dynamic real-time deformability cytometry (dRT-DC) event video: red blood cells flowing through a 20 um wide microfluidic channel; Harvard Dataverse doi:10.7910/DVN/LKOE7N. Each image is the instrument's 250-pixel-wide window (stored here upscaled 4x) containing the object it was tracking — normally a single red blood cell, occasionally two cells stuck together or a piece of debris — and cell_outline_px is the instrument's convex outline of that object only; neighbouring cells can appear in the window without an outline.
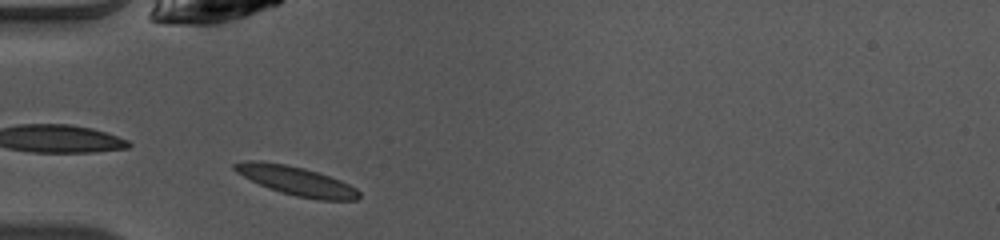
{"species": "common noctule bat (a hibernating species)", "species_latin": "Nyctalus noctula", "temperature_condition": "warm", "stored_images_in_passage": 32, "camera_frame_rate_fps": 3000, "um_per_image_px": 0.085, "animal": {"sex": "female", "body_mass_g": 10.0, "forearm_length_mm": 53.1}, "frame": {"image": 1, "passage_image": 2, "time_ms": 0.333, "image_size_px": [1000, 240], "cell_outline_px": [[360, 196], [356, 200], [320, 200], [296, 196], [280, 192], [268, 188], [236, 172], [232, 168], [232, 164], [248, 160], [260, 160], [288, 164], [304, 168], [340, 180], [356, 188], [360, 192]], "centroid_in_image_um": [25.17, 15.36], "position_along_channel_um": 59.8, "area_um2": 20.92}}
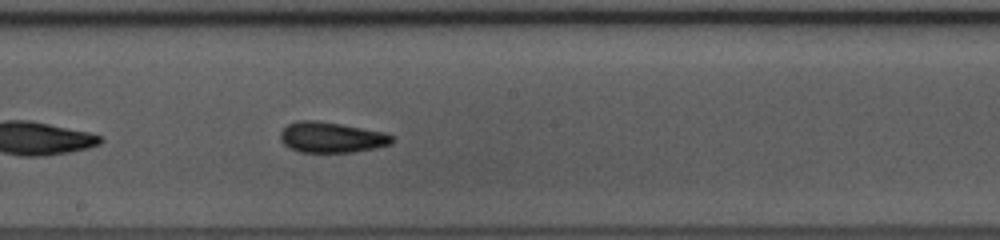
{"frame": {"image": 2, "passage_image": 14, "time_ms": 4.333, "image_size_px": [1000, 240], "cell_outline_px": [[392, 144], [376, 148], [352, 152], [300, 152], [288, 148], [280, 140], [280, 132], [288, 124], [296, 120], [316, 120], [340, 124], [384, 132], [392, 136]], "centroid_in_image_um": [28.13, 11.68], "position_along_channel_um": 220.1, "area_um2": 19.94}}
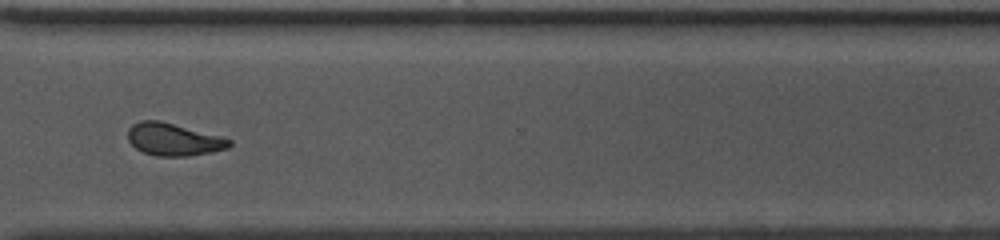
{"frame": {"image": 3, "passage_image": 24, "time_ms": 7.667, "image_size_px": [1000, 240], "cell_outline_px": [[232, 144], [228, 148], [188, 156], [156, 156], [144, 152], [136, 148], [128, 140], [128, 128], [132, 124], [140, 120], [160, 120], [224, 136], [232, 140]], "centroid_in_image_um": [14.77, 11.83], "position_along_channel_um": 355.8, "area_um2": 19.36}, "authors_computed_cell_mechanics": {"area_um2": 19.363, "velocity_mm_per_s": 4.0856, "shape_relaxation_time_tau1_ms": 6.4487, "shape_relaxation_time_tau2_ms": 1.8775, "deformation_change_tau1": 0.1952, "deformation_change_tau2": 0.0982}}